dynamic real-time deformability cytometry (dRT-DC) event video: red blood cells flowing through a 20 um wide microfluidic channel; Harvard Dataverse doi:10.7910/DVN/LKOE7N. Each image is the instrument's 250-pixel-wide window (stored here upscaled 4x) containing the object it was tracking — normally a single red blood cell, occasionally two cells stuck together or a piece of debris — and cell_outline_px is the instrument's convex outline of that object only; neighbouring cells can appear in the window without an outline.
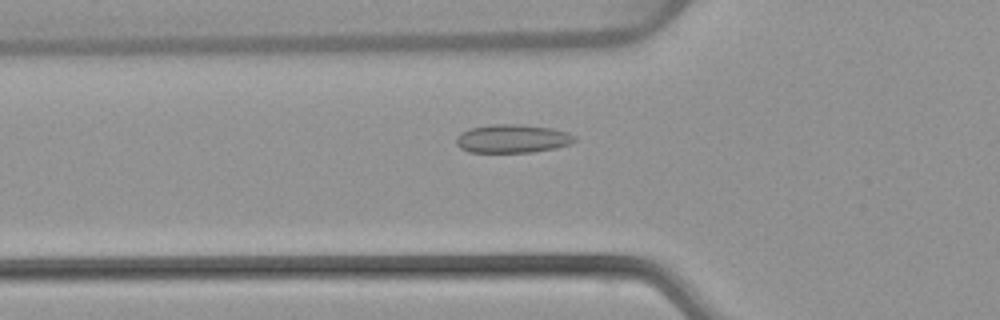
{"species": "common noctule bat (a hibernating species)", "species_latin": "Nyctalus noctula", "temperature_condition": "warm", "stored_images_in_passage": 53, "camera_frame_rate_fps": 3000, "um_per_image_px": 0.085, "animal": {"sex": "female", "body_mass_g": 22.7, "forearm_length_mm": 54.2}, "frame": {"image": 1, "passage_image": 19, "time_ms": 6.0, "image_size_px": [1000, 320], "cell_outline_px": [[576, 140], [572, 144], [556, 148], [532, 152], [468, 152], [460, 148], [456, 144], [456, 136], [460, 132], [468, 128], [492, 124], [520, 124], [552, 128], [568, 132], [576, 136]], "centroid_in_image_um": [43.55, 11.78], "position_along_channel_um": 82.2, "area_um2": 19.94}}
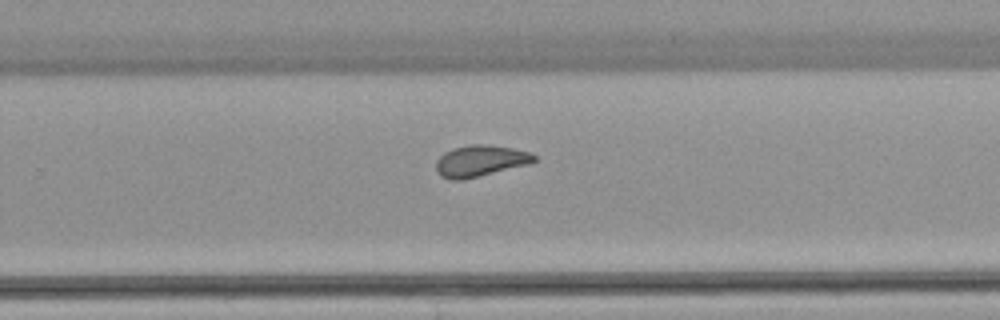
{"frame": {"image": 2, "passage_image": 35, "time_ms": 11.333, "image_size_px": [1000, 320], "cell_outline_px": [[536, 160], [532, 164], [464, 180], [452, 180], [440, 176], [436, 172], [436, 160], [444, 152], [452, 148], [468, 144], [488, 144], [512, 148], [532, 152], [536, 156]], "centroid_in_image_um": [40.84, 13.68], "position_along_channel_um": 289.0, "area_um2": 18.44}}
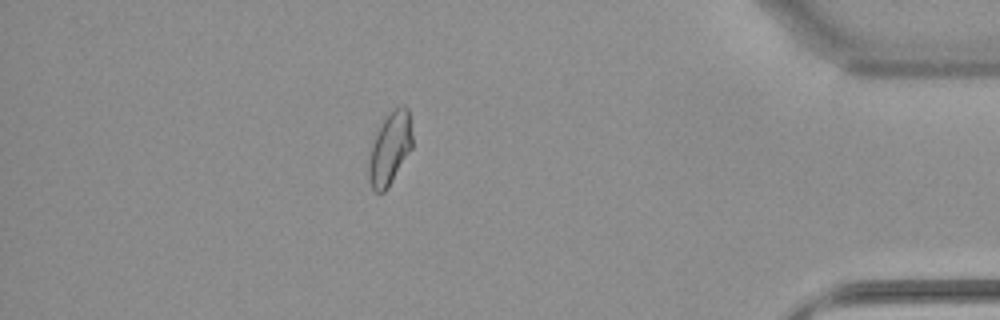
{"frame": {"image": 3, "passage_image": 47, "time_ms": 15.333, "image_size_px": [1000, 320], "cell_outline_px": [[412, 148], [388, 188], [384, 192], [376, 192], [372, 188], [368, 180], [368, 164], [372, 144], [384, 120], [400, 104], [404, 104], [408, 108], [412, 136]], "centroid_in_image_um": [33.15, 12.66], "position_along_channel_um": 402.1, "area_um2": 18.09}, "authors_computed_cell_mechanics": {"area_um2": 18.785, "velocity_mm_per_s": 3.8708, "shape_relaxation_time_tau1_ms": 10.052, "shape_relaxation_time_tau2_ms": 0.8336, "deformation_change_tau1": 0.1671, "deformation_change_tau2": 0.056}}